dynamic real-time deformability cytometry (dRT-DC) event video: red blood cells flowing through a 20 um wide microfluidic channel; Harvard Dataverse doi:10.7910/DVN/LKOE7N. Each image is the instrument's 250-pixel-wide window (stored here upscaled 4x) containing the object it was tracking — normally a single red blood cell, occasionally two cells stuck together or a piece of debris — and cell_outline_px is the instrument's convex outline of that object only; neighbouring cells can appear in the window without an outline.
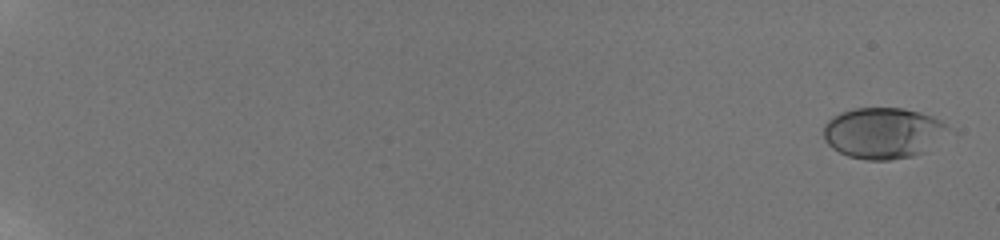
{"species": "human", "species_latin": "Homo sapiens", "temperature_condition": "room temperature", "stored_images_in_passage": 19, "camera_frame_rate_fps": 3000, "um_per_image_px": 0.085, "donor": {"sex": "male"}, "frame": {"image": 1, "passage_image": 1, "time_ms": 0.0, "image_size_px": [1000, 240], "cell_outline_px": [[956, 136], [924, 152], [912, 156], [888, 160], [868, 160], [848, 156], [832, 148], [824, 140], [824, 124], [832, 116], [840, 112], [856, 108], [904, 108], [920, 112], [932, 116], [940, 120], [952, 128], [956, 132]], "centroid_in_image_um": [75.21, 11.31], "position_along_channel_um": 9.8, "area_um2": 38.26}}
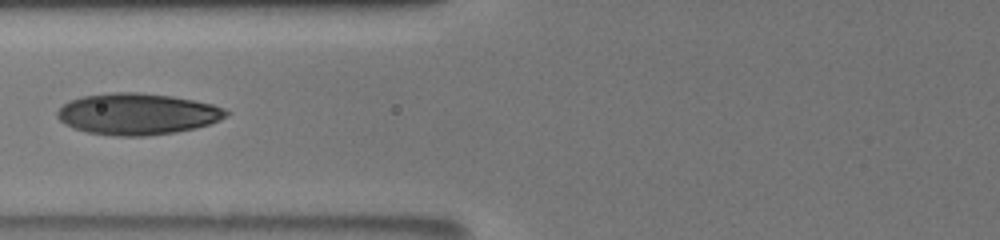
{"frame": {"image": 2, "passage_image": 15, "time_ms": 9.0, "image_size_px": [1000, 240], "cell_outline_px": [[232, 112], [228, 116], [220, 120], [196, 128], [176, 132], [144, 136], [116, 136], [88, 132], [72, 128], [64, 124], [56, 116], [56, 112], [68, 100], [80, 96], [112, 92], [140, 92], [172, 96], [212, 104], [224, 108]], "centroid_in_image_um": [11.66, 9.68], "position_along_channel_um": 114.1, "area_um2": 41.04}}
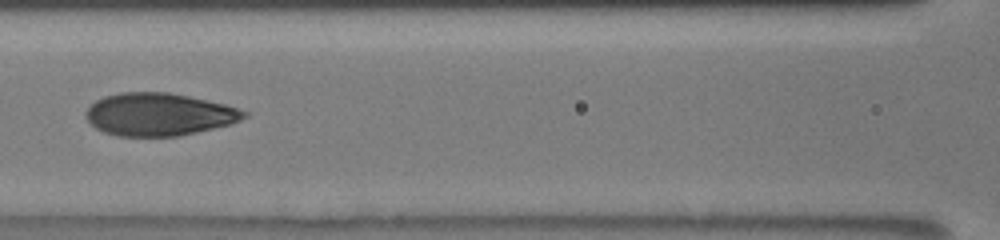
{"frame": {"image": 3, "passage_image": 17, "time_ms": 10.0, "image_size_px": [1000, 240], "cell_outline_px": [[252, 112], [248, 116], [232, 124], [180, 136], [116, 136], [104, 132], [96, 128], [84, 116], [84, 112], [88, 104], [104, 96], [120, 92], [168, 92], [188, 96], [224, 104]], "centroid_in_image_um": [13.5, 9.72], "position_along_channel_um": 153.1, "area_um2": 39.71}}